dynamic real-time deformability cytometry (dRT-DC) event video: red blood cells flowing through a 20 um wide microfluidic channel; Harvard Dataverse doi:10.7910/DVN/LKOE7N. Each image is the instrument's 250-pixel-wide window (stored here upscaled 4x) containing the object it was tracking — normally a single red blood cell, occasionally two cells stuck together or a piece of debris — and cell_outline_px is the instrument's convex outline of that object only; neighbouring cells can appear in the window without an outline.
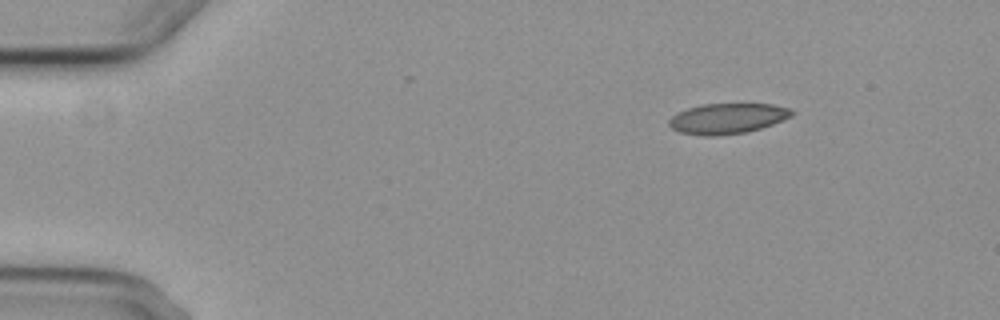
{"species": "common noctule bat (a hibernating species)", "species_latin": "Nyctalus noctula", "temperature_condition": "cold", "stored_images_in_passage": 7, "camera_frame_rate_fps": 3000, "um_per_image_px": 0.085, "animal": {"sex": "female", "body_mass_g": 29.2, "forearm_length_mm": 56.3}, "frame": {"image": 1, "passage_image": 1, "time_ms": 0.0, "image_size_px": [1000, 320], "cell_outline_px": [[792, 116], [772, 124], [748, 132], [716, 136], [704, 136], [680, 132], [672, 128], [668, 124], [668, 120], [672, 116], [688, 108], [704, 104], [772, 104], [792, 108]], "centroid_in_image_um": [61.83, 10.08], "position_along_channel_um": 23.2, "area_um2": 21.68}}
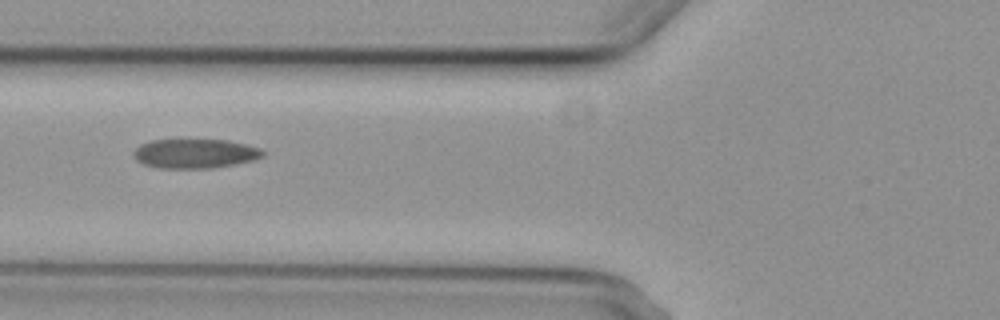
{"frame": {"image": 2, "passage_image": 5, "time_ms": 4.667, "image_size_px": [1000, 320], "cell_outline_px": [[264, 156], [252, 160], [212, 168], [160, 168], [144, 164], [136, 160], [132, 156], [132, 152], [140, 144], [152, 140], [228, 140], [260, 148], [264, 152]], "centroid_in_image_um": [16.53, 13.05], "position_along_channel_um": 109.3, "area_um2": 21.96}}
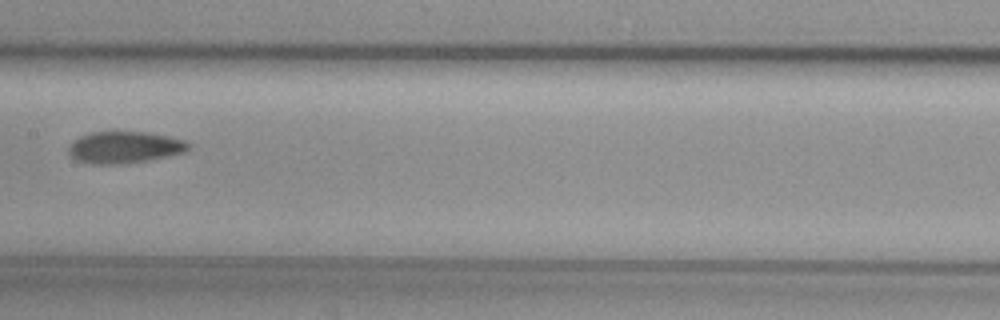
{"frame": {"image": 3, "passage_image": 7, "time_ms": 7.0, "image_size_px": [1000, 320], "cell_outline_px": [[192, 144], [184, 152], [148, 160], [120, 164], [92, 164], [76, 160], [68, 156], [68, 148], [72, 140], [80, 136], [92, 132], [148, 132], [168, 136], [184, 140]], "centroid_in_image_um": [10.54, 12.52], "position_along_channel_um": 196.9, "area_um2": 22.25}}